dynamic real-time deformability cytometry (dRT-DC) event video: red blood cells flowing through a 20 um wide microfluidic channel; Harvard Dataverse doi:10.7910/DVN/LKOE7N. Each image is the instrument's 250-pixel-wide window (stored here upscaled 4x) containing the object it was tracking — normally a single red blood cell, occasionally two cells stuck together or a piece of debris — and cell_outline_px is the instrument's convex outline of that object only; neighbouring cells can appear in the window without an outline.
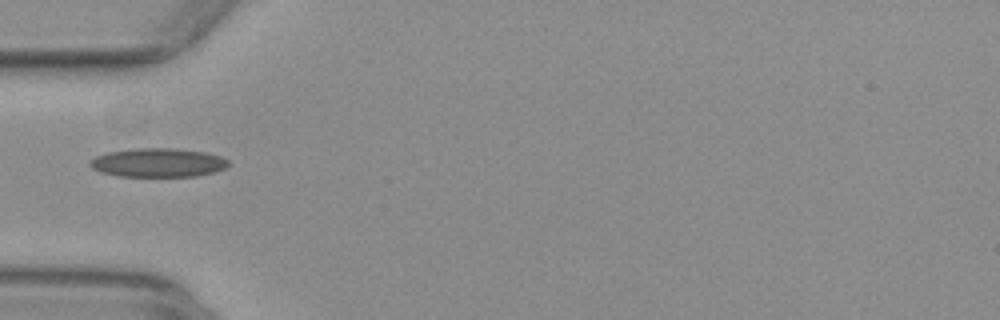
{"species": "common noctule bat (a hibernating species)", "species_latin": "Nyctalus noctula", "temperature_condition": "warm", "stored_images_in_passage": 35, "camera_frame_rate_fps": 3000, "um_per_image_px": 0.085, "animal": {"sex": "female", "body_mass_g": 29.2, "forearm_length_mm": 56.3}, "frame": {"image": 1, "passage_image": 1, "time_ms": 0.0, "image_size_px": [1000, 320], "cell_outline_px": [[228, 164], [224, 168], [216, 172], [196, 176], [116, 176], [100, 172], [92, 168], [88, 164], [88, 160], [96, 156], [108, 152], [132, 148], [168, 148], [204, 152], [220, 156], [228, 160]], "centroid_in_image_um": [13.38, 13.83], "position_along_channel_um": 71.6, "area_um2": 23.29}}
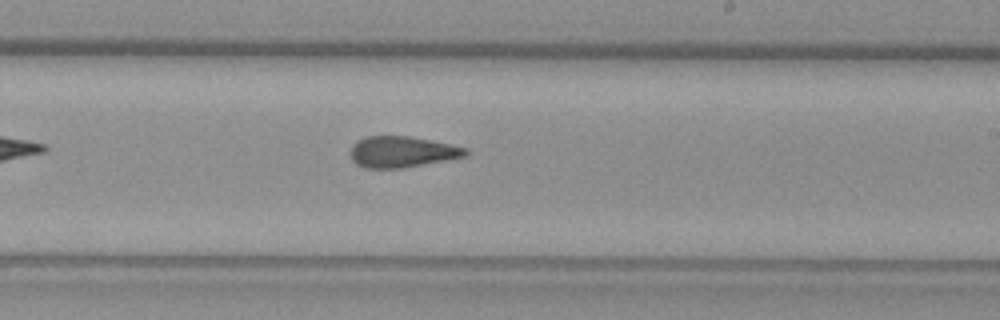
{"frame": {"image": 2, "passage_image": 15, "time_ms": 4.667, "image_size_px": [1000, 320], "cell_outline_px": [[468, 156], [448, 160], [404, 168], [364, 168], [356, 164], [352, 160], [352, 144], [356, 140], [364, 136], [408, 136], [468, 148]], "centroid_in_image_um": [34.17, 12.91], "position_along_channel_um": 254.8, "area_um2": 20.92}}
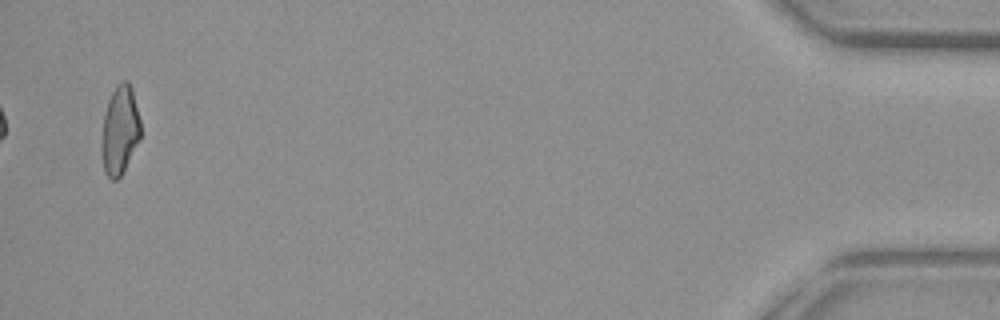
{"frame": {"image": 3, "passage_image": 35, "time_ms": 11.333, "image_size_px": [1000, 320], "cell_outline_px": [[140, 140], [120, 176], [116, 180], [112, 180], [104, 172], [100, 152], [100, 144], [104, 112], [108, 100], [116, 84], [124, 80], [128, 80], [132, 88], [140, 120]], "centroid_in_image_um": [10.16, 11.06], "position_along_channel_um": 425.0, "area_um2": 20.46}, "authors_computed_cell_mechanics": {"area_um2": 21.1548, "velocity_mm_per_s": 3.9172, "shape_relaxation_time_tau1_ms": null, "shape_relaxation_time_tau2_ms": 2.2676, "deformation_change_tau1": null, "deformation_change_tau2": 0.1}}